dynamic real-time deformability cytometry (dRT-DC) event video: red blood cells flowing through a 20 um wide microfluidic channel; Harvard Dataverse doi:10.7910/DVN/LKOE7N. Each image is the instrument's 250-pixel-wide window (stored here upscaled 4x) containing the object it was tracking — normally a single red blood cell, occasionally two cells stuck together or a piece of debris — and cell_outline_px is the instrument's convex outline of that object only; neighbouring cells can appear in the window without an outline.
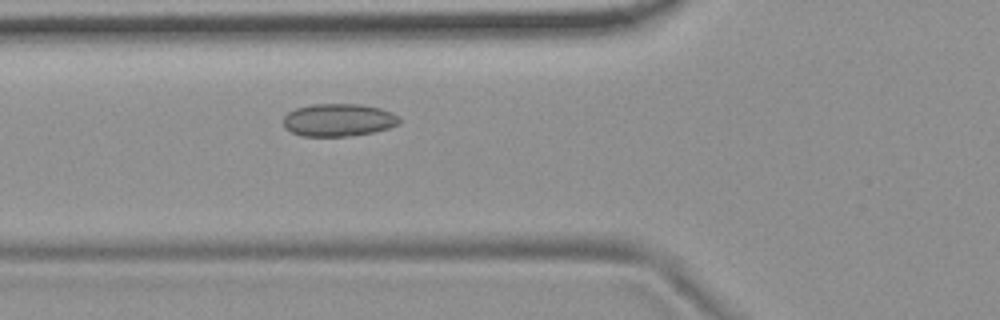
{"species": "common noctule bat (a hibernating species)", "species_latin": "Nyctalus noctula", "temperature_condition": "room temperature", "stored_images_in_passage": 4, "camera_frame_rate_fps": 3000, "um_per_image_px": 0.085, "animal": {"sex": "female", "body_mass_g": 19.9}, "frame": {"image": 1, "passage_image": 4, "time_ms": 3.333, "image_size_px": [1000, 320], "cell_outline_px": [[400, 124], [388, 128], [372, 132], [348, 136], [304, 136], [292, 132], [284, 128], [284, 116], [288, 112], [296, 108], [312, 104], [356, 104], [380, 108], [392, 112], [400, 116]], "centroid_in_image_um": [28.78, 10.19], "position_along_channel_um": 97.0, "area_um2": 22.08}}